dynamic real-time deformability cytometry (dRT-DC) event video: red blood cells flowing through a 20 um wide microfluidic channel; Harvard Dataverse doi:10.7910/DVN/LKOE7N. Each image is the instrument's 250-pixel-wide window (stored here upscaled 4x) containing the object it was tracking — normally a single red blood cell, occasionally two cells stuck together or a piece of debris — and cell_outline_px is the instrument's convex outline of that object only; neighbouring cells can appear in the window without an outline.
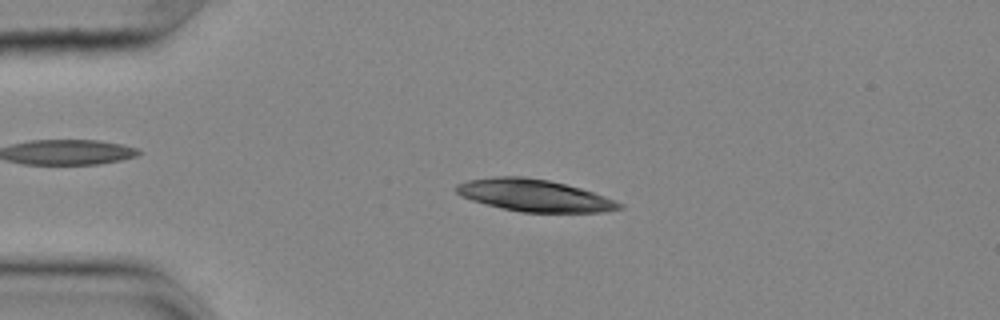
{"species": "common noctule bat (a hibernating species)", "species_latin": "Nyctalus noctula", "temperature_condition": "cold", "stored_images_in_passage": 43, "camera_frame_rate_fps": 3000, "um_per_image_px": 0.085, "animal": {"sex": "female", "body_mass_g": 25.1}, "frame": {"image": 1, "passage_image": 1, "time_ms": 0.0, "image_size_px": [1000, 320], "cell_outline_px": [[624, 208], [600, 212], [520, 212], [472, 200], [460, 196], [452, 188], [456, 184], [468, 180], [496, 176], [524, 176], [548, 180], [580, 188], [604, 196], [624, 204]], "centroid_in_image_um": [45.38, 16.6], "position_along_channel_um": 39.6, "area_um2": 30.29}}
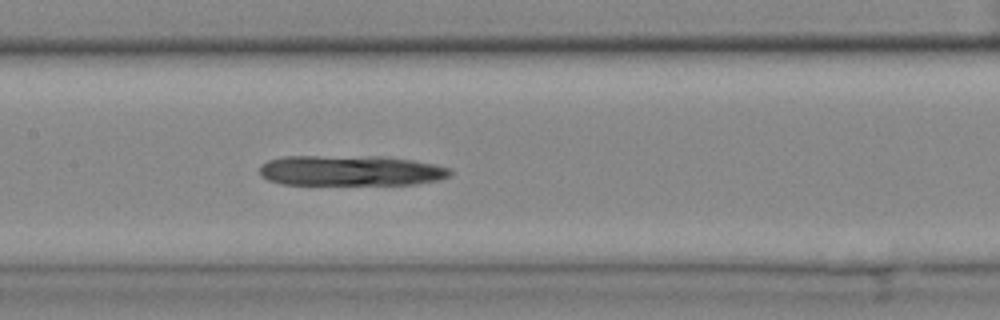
{"frame": {"image": 2, "passage_image": 15, "time_ms": 4.667, "image_size_px": [1000, 320], "cell_outline_px": [[452, 172], [448, 176], [440, 180], [416, 184], [280, 184], [268, 180], [260, 176], [260, 164], [268, 160], [284, 156], [388, 156], [436, 164], [452, 168]], "centroid_in_image_um": [29.82, 14.49], "position_along_channel_um": 177.6, "area_um2": 34.22}}
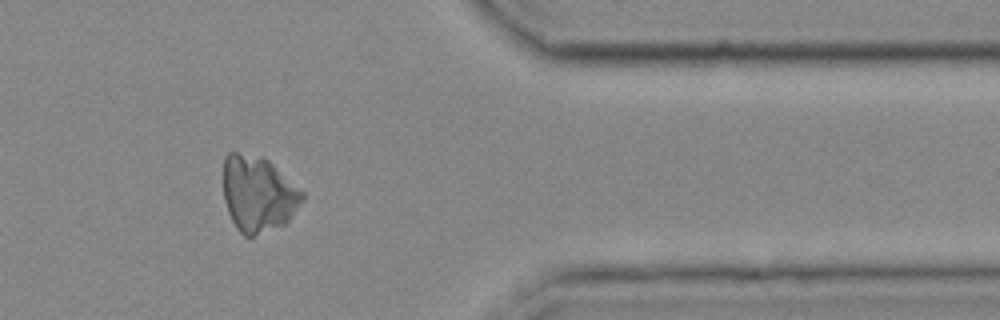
{"frame": {"image": 3, "passage_image": 34, "time_ms": 11.0, "image_size_px": [1000, 320], "cell_outline_px": [[304, 200], [288, 220], [284, 224], [252, 236], [244, 236], [236, 228], [228, 212], [224, 200], [224, 156], [228, 152], [236, 152], [260, 156], [268, 160], [304, 192]], "centroid_in_image_um": [21.93, 16.47], "position_along_channel_um": 389.5, "area_um2": 34.74}}